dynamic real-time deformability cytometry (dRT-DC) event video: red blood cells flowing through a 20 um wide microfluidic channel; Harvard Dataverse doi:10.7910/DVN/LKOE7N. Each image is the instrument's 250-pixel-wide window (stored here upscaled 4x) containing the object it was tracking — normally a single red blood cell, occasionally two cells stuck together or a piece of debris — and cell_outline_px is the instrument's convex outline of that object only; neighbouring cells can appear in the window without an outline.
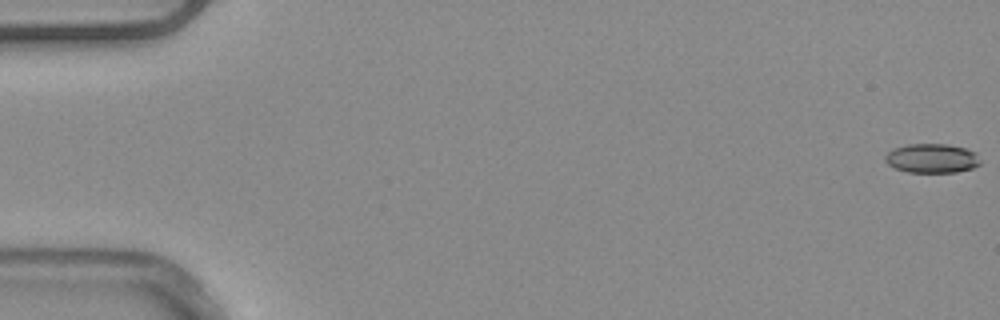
{"species": "common noctule bat (a hibernating species)", "species_latin": "Nyctalus noctula", "temperature_condition": "warm", "stored_images_in_passage": 53, "camera_frame_rate_fps": 3000, "um_per_image_px": 0.085, "animal": {"sex": "male", "body_mass_g": 20.4}, "frame": {"image": 1, "passage_image": 1, "time_ms": 0.0, "image_size_px": [1000, 320], "cell_outline_px": [[980, 164], [972, 168], [956, 172], [908, 172], [896, 168], [888, 164], [884, 160], [884, 156], [892, 148], [908, 144], [948, 144], [964, 148], [976, 152], [980, 160]], "centroid_in_image_um": [79.2, 13.45], "position_along_channel_um": 5.8, "area_um2": 16.24}}
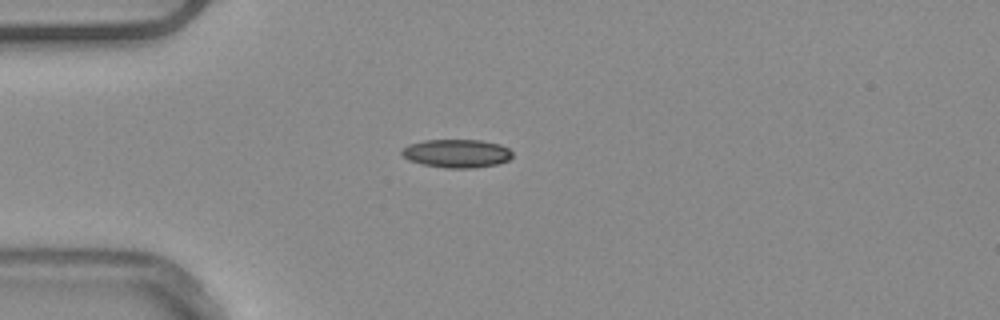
{"frame": {"image": 2, "passage_image": 15, "time_ms": 4.667, "image_size_px": [1000, 320], "cell_outline_px": [[512, 156], [508, 160], [496, 164], [472, 168], [444, 168], [424, 164], [412, 160], [404, 156], [400, 152], [408, 144], [424, 140], [480, 140], [500, 144], [508, 148], [512, 152]], "centroid_in_image_um": [38.84, 13.03], "position_along_channel_um": 46.2, "area_um2": 18.09}}
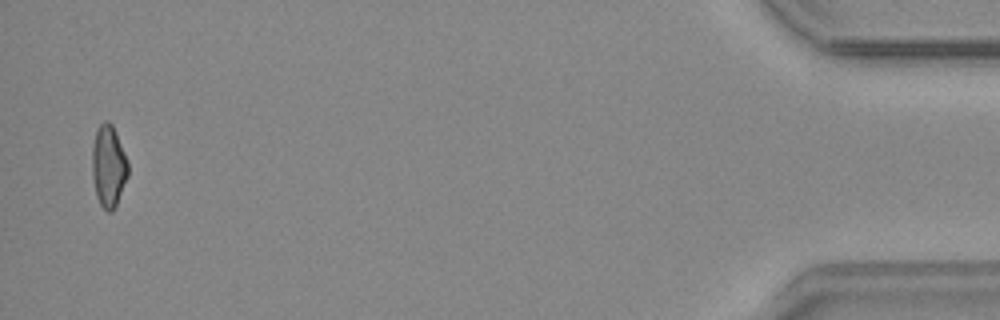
{"frame": {"image": 3, "passage_image": 52, "time_ms": 17.0, "image_size_px": [1000, 320], "cell_outline_px": [[128, 176], [116, 204], [112, 212], [108, 212], [100, 204], [96, 196], [92, 176], [92, 144], [96, 128], [104, 120], [108, 120], [112, 124], [116, 132], [128, 160]], "centroid_in_image_um": [9.21, 14.08], "position_along_channel_um": 426.0, "area_um2": 17.34}, "authors_computed_cell_mechanics": {"area_um2": 17.3978, "velocity_mm_per_s": 3.9248, "shape_relaxation_time_tau1_ms": null, "shape_relaxation_time_tau2_ms": 3.7909, "deformation_change_tau1": null, "deformation_change_tau2": 0.1191}}